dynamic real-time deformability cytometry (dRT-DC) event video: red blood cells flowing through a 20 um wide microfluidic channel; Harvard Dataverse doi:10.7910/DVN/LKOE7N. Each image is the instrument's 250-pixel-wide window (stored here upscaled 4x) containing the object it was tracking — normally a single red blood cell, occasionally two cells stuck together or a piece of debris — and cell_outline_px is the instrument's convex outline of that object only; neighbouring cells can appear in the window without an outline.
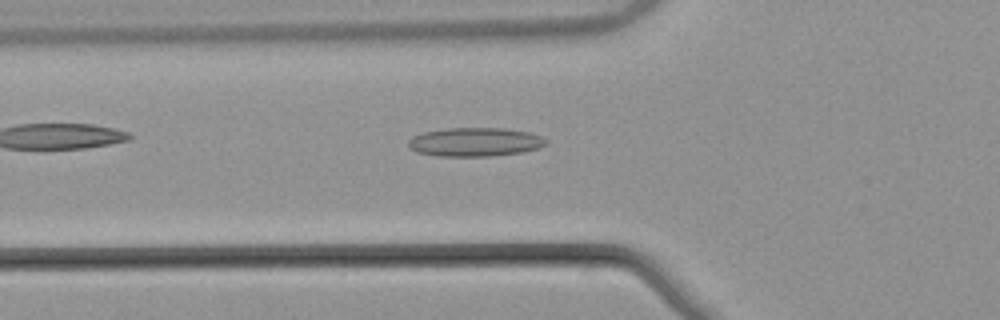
{"species": "common noctule bat (a hibernating species)", "species_latin": "Nyctalus noctula", "temperature_condition": "warm", "stored_images_in_passage": 36, "camera_frame_rate_fps": 3000, "um_per_image_px": 0.085, "animal": {"sex": "male", "body_mass_g": 21.5, "forearm_length_mm": 52.0}, "frame": {"image": 1, "passage_image": 6, "time_ms": 1.667, "image_size_px": [1000, 320], "cell_outline_px": [[548, 140], [544, 144], [536, 148], [524, 152], [492, 156], [436, 156], [416, 152], [408, 144], [408, 140], [412, 136], [424, 132], [448, 128], [504, 128], [528, 132], [540, 136]], "centroid_in_image_um": [40.35, 12.07], "position_along_channel_um": 85.4, "area_um2": 23.0}}
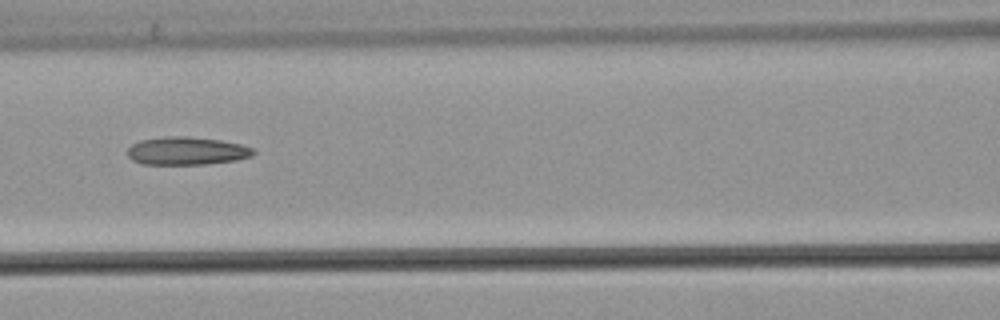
{"frame": {"image": 2, "passage_image": 11, "time_ms": 3.333, "image_size_px": [1000, 320], "cell_outline_px": [[256, 152], [252, 156], [236, 160], [204, 164], [140, 164], [132, 160], [128, 156], [128, 148], [132, 144], [140, 140], [164, 136], [188, 136], [220, 140], [240, 144], [252, 148]], "centroid_in_image_um": [15.85, 12.82], "position_along_channel_um": 150.8, "area_um2": 20.58}}